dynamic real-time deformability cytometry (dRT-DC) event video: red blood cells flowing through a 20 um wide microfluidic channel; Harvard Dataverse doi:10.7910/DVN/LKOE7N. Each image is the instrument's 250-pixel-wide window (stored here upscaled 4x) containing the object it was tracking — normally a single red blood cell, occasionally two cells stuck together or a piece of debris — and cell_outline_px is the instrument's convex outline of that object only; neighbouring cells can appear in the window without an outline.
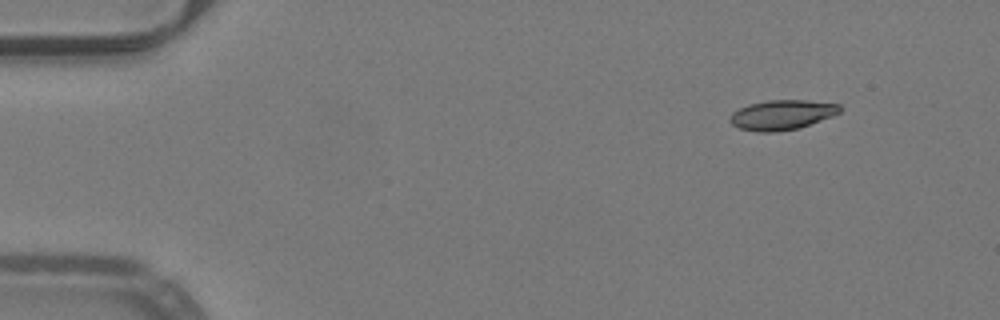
{"species": "common noctule bat (a hibernating species)", "species_latin": "Nyctalus noctula", "temperature_condition": "warm", "stored_images_in_passage": 47, "camera_frame_rate_fps": 3000, "um_per_image_px": 0.085, "animal": {"sex": "male", "body_mass_g": 19.2, "forearm_length_mm": 51.8}, "frame": {"image": 1, "passage_image": 1, "time_ms": 0.0, "image_size_px": [1000, 320], "cell_outline_px": [[840, 112], [832, 116], [800, 128], [776, 132], [756, 132], [740, 128], [732, 124], [728, 120], [732, 112], [748, 104], [768, 100], [804, 100], [840, 104]], "centroid_in_image_um": [66.44, 9.77], "position_along_channel_um": 18.6, "area_um2": 19.13}}
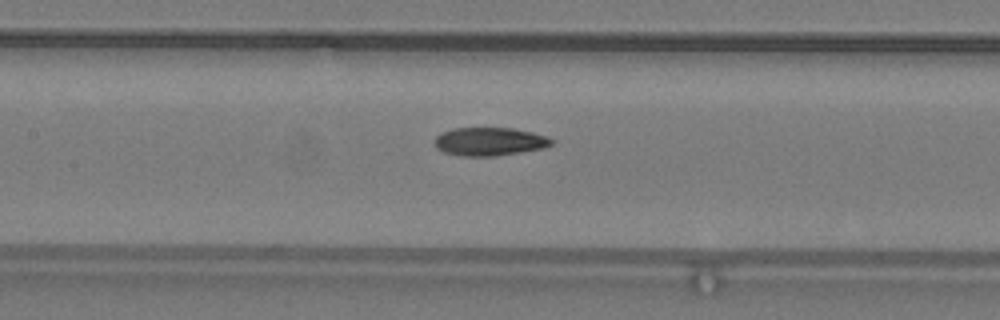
{"frame": {"image": 2, "passage_image": 20, "time_ms": 6.333, "image_size_px": [1000, 320], "cell_outline_px": [[556, 140], [552, 144], [544, 148], [496, 156], [460, 156], [444, 152], [436, 148], [436, 136], [452, 128], [512, 128], [532, 132]], "centroid_in_image_um": [41.63, 12.03], "position_along_channel_um": 165.8, "area_um2": 19.19}}
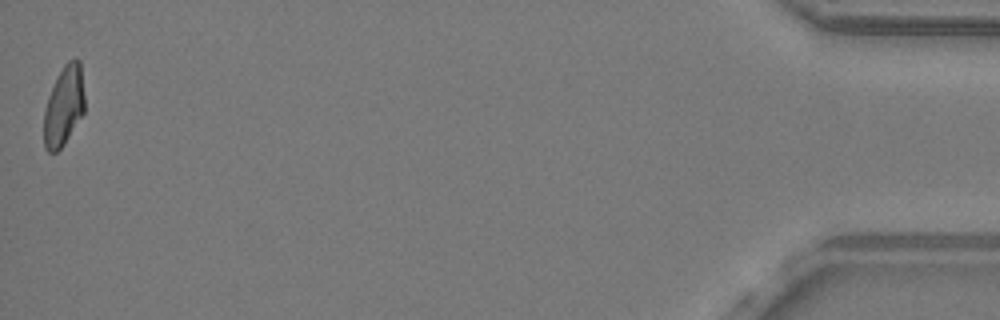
{"frame": {"image": 3, "passage_image": 47, "time_ms": 15.333, "image_size_px": [1000, 320], "cell_outline_px": [[84, 112], [64, 144], [56, 152], [48, 152], [44, 148], [44, 108], [48, 96], [64, 64], [68, 60], [76, 56], [80, 60], [84, 96]], "centroid_in_image_um": [5.43, 8.99], "position_along_channel_um": 429.8, "area_um2": 18.9}, "authors_computed_cell_mechanics": {"area_um2": 19.4786, "velocity_mm_per_s": 4.01, "shape_relaxation_time_tau1_ms": 9.6761, "shape_relaxation_time_tau2_ms": 2.6756, "deformation_change_tau1": 0.2278, "deformation_change_tau2": 0.0857}}